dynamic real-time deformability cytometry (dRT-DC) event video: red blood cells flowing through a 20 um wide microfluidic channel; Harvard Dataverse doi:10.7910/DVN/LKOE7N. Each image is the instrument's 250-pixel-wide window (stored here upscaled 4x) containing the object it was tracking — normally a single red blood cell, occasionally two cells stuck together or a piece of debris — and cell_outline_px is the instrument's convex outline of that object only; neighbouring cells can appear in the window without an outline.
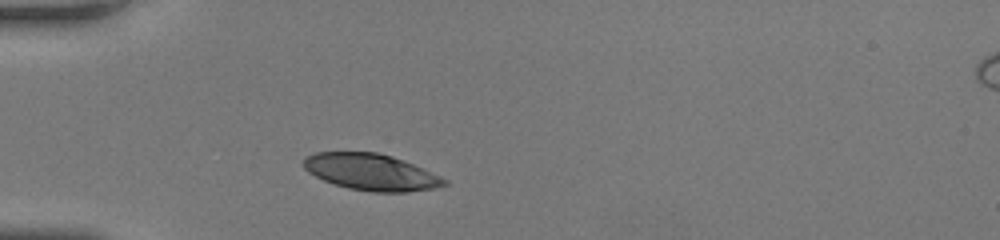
{"species": "human", "species_latin": "Homo sapiens", "temperature_condition": "room temperature", "stored_images_in_passage": 28, "camera_frame_rate_fps": 3000, "um_per_image_px": 0.085, "donor": {"sex": "female"}, "frame": {"image": 1, "passage_image": 1, "time_ms": 0.0, "image_size_px": [1000, 240], "cell_outline_px": [[448, 184], [436, 188], [408, 192], [372, 192], [348, 188], [324, 180], [308, 172], [304, 168], [304, 160], [308, 156], [316, 152], [376, 152], [392, 156], [412, 164], [440, 176], [448, 180]], "centroid_in_image_um": [31.56, 14.63], "position_along_channel_um": 53.4, "area_um2": 29.65}}
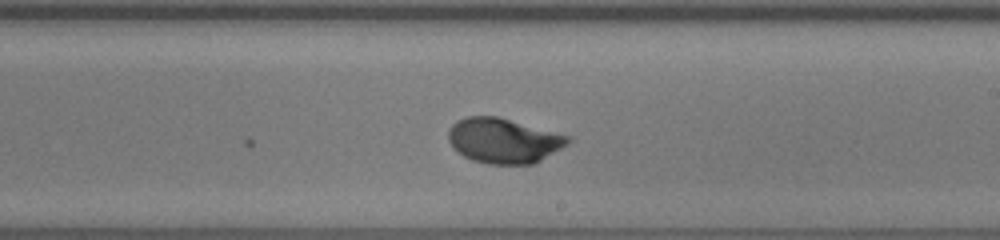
{"frame": {"image": 2, "passage_image": 16, "time_ms": 5.0, "image_size_px": [1000, 240], "cell_outline_px": [[572, 140], [568, 144], [536, 164], [488, 164], [472, 160], [456, 152], [452, 148], [448, 140], [448, 128], [456, 120], [468, 116], [496, 116], [572, 136]], "centroid_in_image_um": [42.8, 11.96], "position_along_channel_um": 246.2, "area_um2": 31.79}}
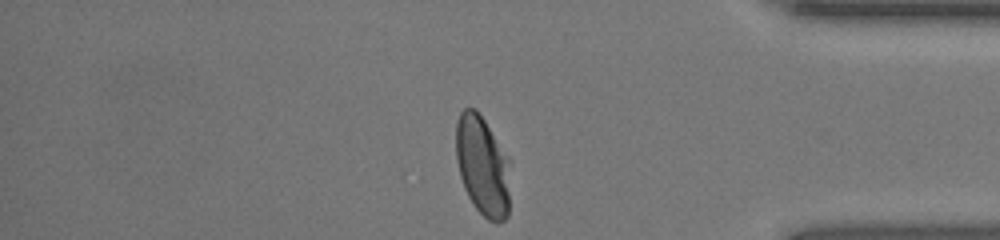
{"frame": {"image": 3, "passage_image": 28, "time_ms": 9.0, "image_size_px": [1000, 240], "cell_outline_px": [[508, 216], [504, 220], [496, 224], [488, 220], [472, 204], [464, 188], [460, 176], [456, 160], [456, 120], [460, 112], [464, 108], [476, 108], [508, 156]], "centroid_in_image_um": [40.99, 14.09], "position_along_channel_um": 394.2, "area_um2": 31.5}, "authors_computed_cell_mechanics": {"area_um2": 31.5877, "velocity_mm_per_s": 4.1977, "shape_relaxation_time_tau1_ms": 3.2253, "shape_relaxation_time_tau2_ms": null, "deformation_change_tau1": 0.1952, "deformation_change_tau2": null}}